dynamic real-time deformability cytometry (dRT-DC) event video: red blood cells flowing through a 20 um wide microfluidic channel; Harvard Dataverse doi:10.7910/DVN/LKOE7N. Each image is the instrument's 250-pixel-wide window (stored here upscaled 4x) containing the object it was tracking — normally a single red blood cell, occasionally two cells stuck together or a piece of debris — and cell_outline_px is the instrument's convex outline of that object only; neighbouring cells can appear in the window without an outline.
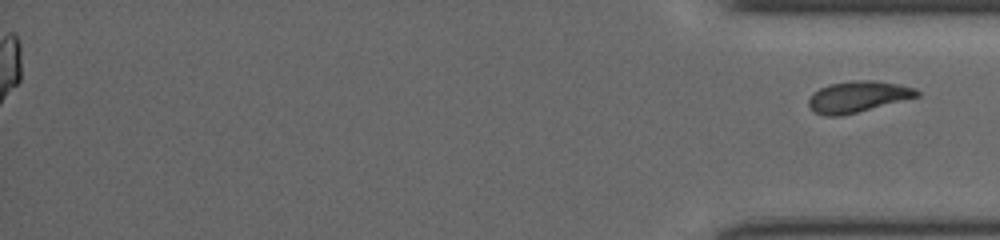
{"species": "common noctule bat (a hibernating species)", "species_latin": "Nyctalus noctula", "temperature_condition": "cold", "stored_images_in_passage": 42, "segment_of_instrument_passage": [2, 2], "camera_frame_rate_fps": 3000, "um_per_image_px": 0.085, "animal": {"sex": "female", "body_mass_g": 19.5, "forearm_length_mm": 54.1}, "frame": {"image": 1, "passage_image": 42, "time_ms": 14.667, "image_size_px": [1000, 240], "cell_outline_px": [[920, 96], [840, 116], [824, 116], [816, 112], [808, 104], [808, 100], [820, 88], [828, 84], [852, 80], [872, 80], [900, 84], [916, 88], [920, 92]], "centroid_in_image_um": [72.95, 8.2], "position_along_channel_um": 362.2, "area_um2": 19.48}}